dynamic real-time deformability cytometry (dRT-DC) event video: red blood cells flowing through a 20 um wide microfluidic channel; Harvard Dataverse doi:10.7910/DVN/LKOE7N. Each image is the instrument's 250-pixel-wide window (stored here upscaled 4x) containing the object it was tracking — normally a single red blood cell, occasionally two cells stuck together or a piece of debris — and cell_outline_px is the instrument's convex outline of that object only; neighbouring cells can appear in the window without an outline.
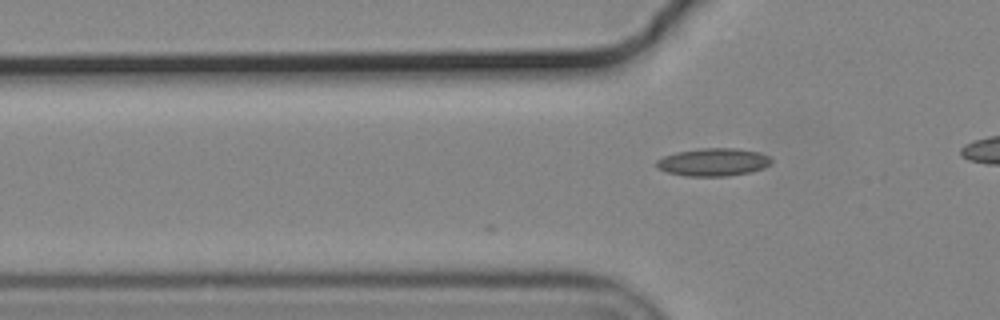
{"species": "common noctule bat (a hibernating species)", "species_latin": "Nyctalus noctula", "temperature_condition": "cold", "stored_images_in_passage": 3, "camera_frame_rate_fps": 3000, "um_per_image_px": 0.085, "animal": {"sex": "male", "body_mass_g": 19.2, "forearm_length_mm": 51.8}, "frame": {"image": 1, "passage_image": 3, "time_ms": 0.667, "image_size_px": [1000, 320], "cell_outline_px": [[772, 164], [764, 168], [752, 172], [728, 176], [684, 176], [668, 172], [656, 168], [656, 160], [664, 156], [676, 152], [700, 148], [736, 148], [760, 152], [768, 156], [772, 160]], "centroid_in_image_um": [60.64, 13.78], "position_along_channel_um": 65.2, "area_um2": 18.84}}